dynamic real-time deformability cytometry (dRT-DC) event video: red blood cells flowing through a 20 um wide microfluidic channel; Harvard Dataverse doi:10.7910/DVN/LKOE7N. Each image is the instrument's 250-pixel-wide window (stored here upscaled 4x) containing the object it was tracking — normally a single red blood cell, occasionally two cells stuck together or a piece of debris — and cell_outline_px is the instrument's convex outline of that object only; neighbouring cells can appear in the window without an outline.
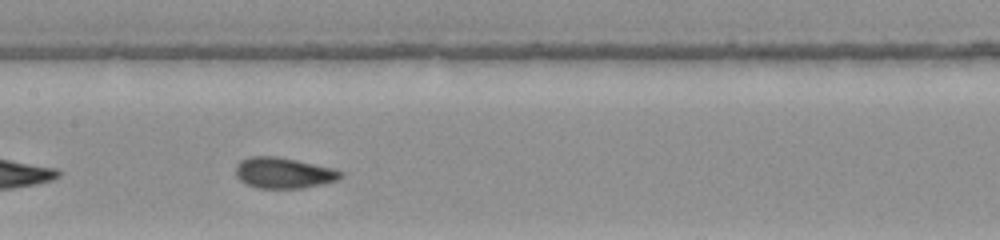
{"species": "common noctule bat (a hibernating species)", "species_latin": "Nyctalus noctula", "temperature_condition": "warm", "stored_images_in_passage": 25, "camera_frame_rate_fps": 3000, "um_per_image_px": 0.085, "animal": {"sex": "female", "body_mass_g": 22.0, "forearm_length_mm": 56.7}, "frame": {"image": 1, "passage_image": 15, "time_ms": 4.667, "image_size_px": [1000, 240], "cell_outline_px": [[344, 176], [336, 180], [320, 184], [300, 188], [256, 188], [244, 184], [236, 176], [236, 164], [240, 160], [248, 156], [276, 156], [336, 168], [344, 172]], "centroid_in_image_um": [24.09, 14.69], "position_along_channel_um": 183.3, "area_um2": 19.07}}
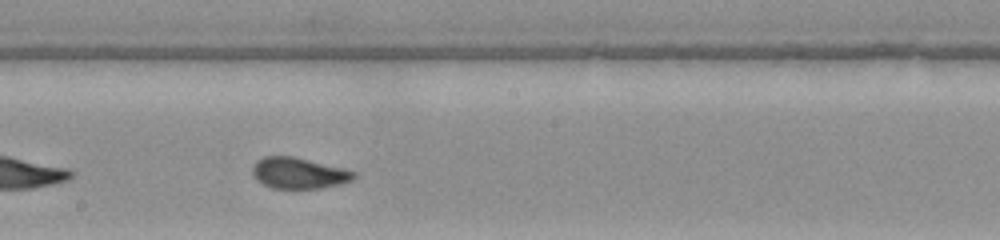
{"frame": {"image": 2, "passage_image": 18, "time_ms": 5.667, "image_size_px": [1000, 240], "cell_outline_px": [[356, 176], [352, 180], [340, 184], [320, 188], [272, 188], [256, 180], [252, 172], [252, 168], [256, 160], [264, 156], [292, 156], [344, 168], [356, 172]], "centroid_in_image_um": [25.38, 14.71], "position_along_channel_um": 222.8, "area_um2": 18.32}}
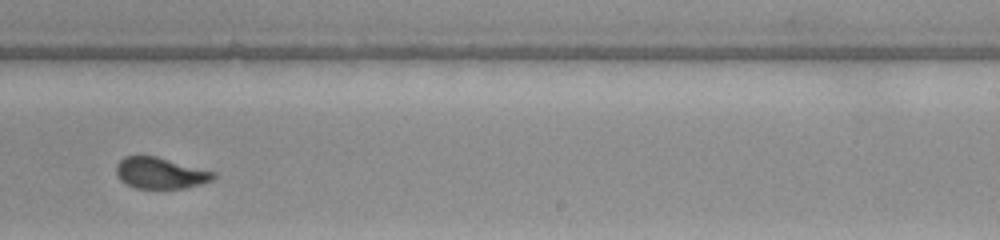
{"frame": {"image": 3, "passage_image": 22, "time_ms": 7.0, "image_size_px": [1000, 240], "cell_outline_px": [[216, 176], [212, 180], [200, 184], [184, 188], [136, 188], [120, 180], [116, 172], [116, 164], [124, 156], [156, 156], [216, 172]], "centroid_in_image_um": [13.63, 14.7], "position_along_channel_um": 275.4, "area_um2": 17.57}}